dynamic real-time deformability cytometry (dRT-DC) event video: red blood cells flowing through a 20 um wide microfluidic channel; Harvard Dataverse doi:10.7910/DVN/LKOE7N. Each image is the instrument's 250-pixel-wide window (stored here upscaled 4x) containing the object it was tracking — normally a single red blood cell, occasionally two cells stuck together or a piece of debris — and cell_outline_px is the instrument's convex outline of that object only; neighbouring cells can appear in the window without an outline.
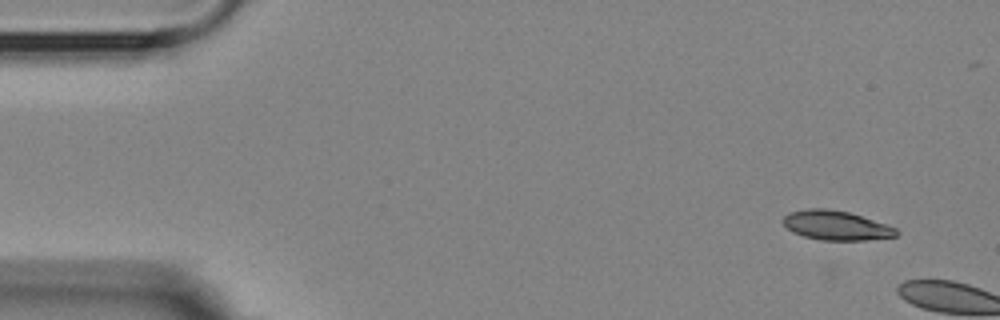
{"species": "Egyptian fruit bat (a non-hibernating species)", "species_latin": "Rousettus aegyptiacus", "temperature_condition": "room temperature", "stored_images_in_passage": 2, "camera_frame_rate_fps": 3000, "um_per_image_px": 0.085, "animal": {"sex": "female"}, "frame": {"image": 1, "passage_image": 1, "time_ms": 0.0, "image_size_px": [1000, 320], "cell_outline_px": [[900, 232], [896, 236], [864, 240], [820, 240], [804, 236], [792, 232], [780, 220], [788, 212], [808, 208], [824, 208], [848, 212], [896, 228]], "centroid_in_image_um": [71.01, 19.16], "position_along_channel_um": 14.0, "area_um2": 19.25}}